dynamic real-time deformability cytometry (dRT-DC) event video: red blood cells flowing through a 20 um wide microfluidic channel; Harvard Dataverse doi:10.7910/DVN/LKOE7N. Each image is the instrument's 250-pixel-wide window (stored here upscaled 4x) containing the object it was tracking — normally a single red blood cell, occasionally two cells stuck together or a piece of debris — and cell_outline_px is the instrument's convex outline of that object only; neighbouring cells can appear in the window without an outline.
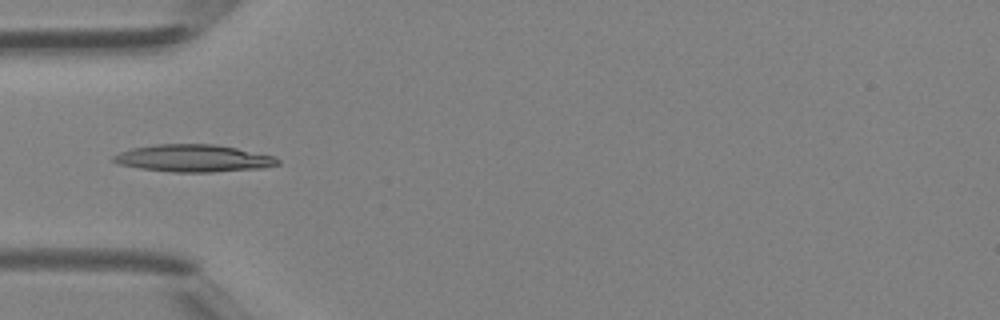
{"species": "Egyptian fruit bat (a non-hibernating species)", "species_latin": "Rousettus aegyptiacus", "temperature_condition": "room temperature", "stored_images_in_passage": 42, "camera_frame_rate_fps": 3000, "um_per_image_px": 0.085, "animal": {"sex": "female"}, "frame": {"image": 1, "passage_image": 13, "time_ms": 4.0, "image_size_px": [1000, 320], "cell_outline_px": [[280, 164], [264, 168], [212, 172], [172, 172], [140, 168], [120, 164], [112, 160], [112, 156], [120, 152], [132, 148], [156, 144], [216, 144], [276, 156], [280, 160]], "centroid_in_image_um": [16.49, 13.45], "position_along_channel_um": 68.5, "area_um2": 26.18}}
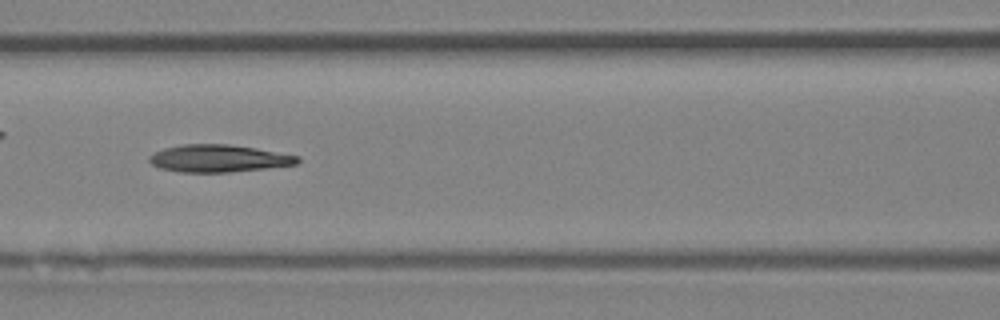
{"frame": {"image": 2, "passage_image": 18, "time_ms": 5.667, "image_size_px": [1000, 320], "cell_outline_px": [[300, 160], [296, 164], [264, 168], [228, 172], [180, 172], [160, 168], [152, 164], [148, 160], [148, 156], [164, 148], [184, 144], [228, 144], [256, 148], [300, 156]], "centroid_in_image_um": [18.57, 13.46], "position_along_channel_um": 148.0, "area_um2": 23.47}}
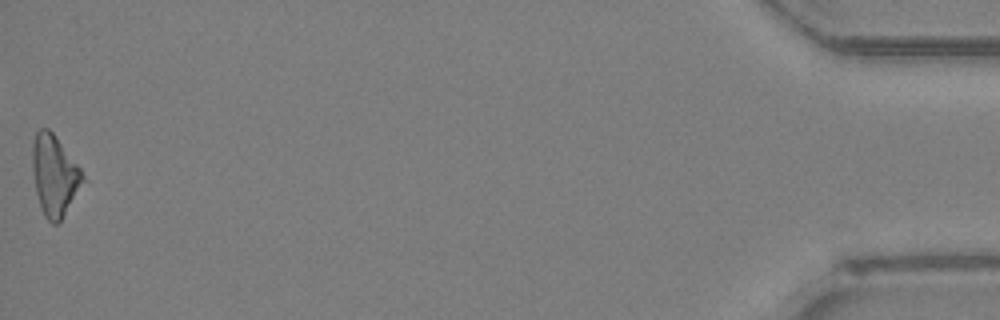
{"frame": {"image": 3, "passage_image": 42, "time_ms": 13.667, "image_size_px": [1000, 320], "cell_outline_px": [[84, 180], [60, 220], [56, 224], [52, 224], [44, 216], [36, 192], [32, 168], [32, 144], [36, 132], [40, 128], [48, 128], [52, 132], [80, 168], [84, 176]], "centroid_in_image_um": [4.59, 14.88], "position_along_channel_um": 430.6, "area_um2": 23.06}}